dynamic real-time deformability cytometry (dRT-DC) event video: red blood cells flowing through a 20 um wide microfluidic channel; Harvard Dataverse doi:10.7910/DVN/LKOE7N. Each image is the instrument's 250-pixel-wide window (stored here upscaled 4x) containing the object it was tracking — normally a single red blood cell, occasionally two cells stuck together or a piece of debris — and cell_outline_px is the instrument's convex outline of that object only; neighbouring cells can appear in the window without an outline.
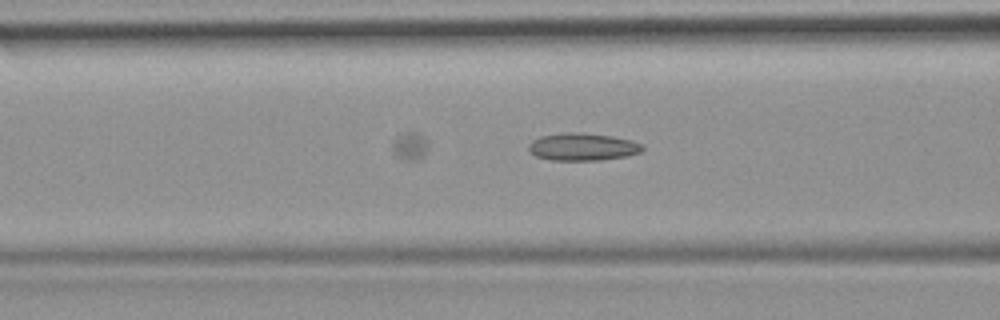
{"species": "common noctule bat (a hibernating species)", "species_latin": "Nyctalus noctula", "temperature_condition": "room temperature", "stored_images_in_passage": 38, "camera_frame_rate_fps": 3000, "um_per_image_px": 0.085, "animal": {"sex": "female", "body_mass_g": 19.9}, "frame": {"image": 1, "passage_image": 6, "time_ms": 1.667, "image_size_px": [1000, 320], "cell_outline_px": [[644, 148], [640, 152], [628, 156], [600, 160], [552, 160], [536, 156], [528, 148], [528, 144], [532, 140], [540, 136], [564, 132], [580, 132], [612, 136], [632, 140], [644, 144]], "centroid_in_image_um": [49.55, 12.47], "position_along_channel_um": 117.1, "area_um2": 18.38}}